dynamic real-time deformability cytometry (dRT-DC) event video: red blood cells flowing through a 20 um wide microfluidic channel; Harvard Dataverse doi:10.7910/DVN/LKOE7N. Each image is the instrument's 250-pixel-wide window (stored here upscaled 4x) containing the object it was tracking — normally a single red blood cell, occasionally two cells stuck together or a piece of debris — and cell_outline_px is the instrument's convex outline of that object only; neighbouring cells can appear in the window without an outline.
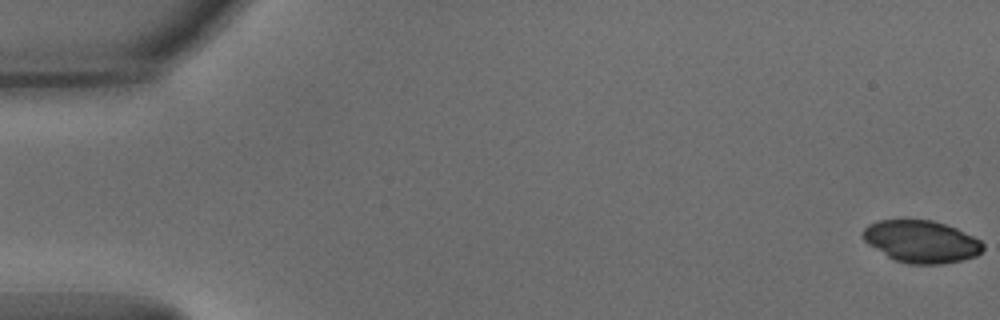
{"species": "common noctule bat (a hibernating species)", "species_latin": "Nyctalus noctula", "temperature_condition": "warm", "stored_images_in_passage": 53, "camera_frame_rate_fps": 3000, "um_per_image_px": 0.085, "animal": {"sex": "male", "body_mass_g": 15.6}, "frame": {"image": 1, "passage_image": 1, "time_ms": 0.0, "image_size_px": [1000, 320], "cell_outline_px": [[984, 248], [976, 256], [964, 260], [940, 264], [908, 264], [896, 260], [888, 256], [868, 244], [864, 240], [860, 232], [868, 224], [876, 220], [932, 220], [956, 228], [980, 240], [984, 244]], "centroid_in_image_um": [78.29, 20.53], "position_along_channel_um": 6.7, "area_um2": 29.54}}
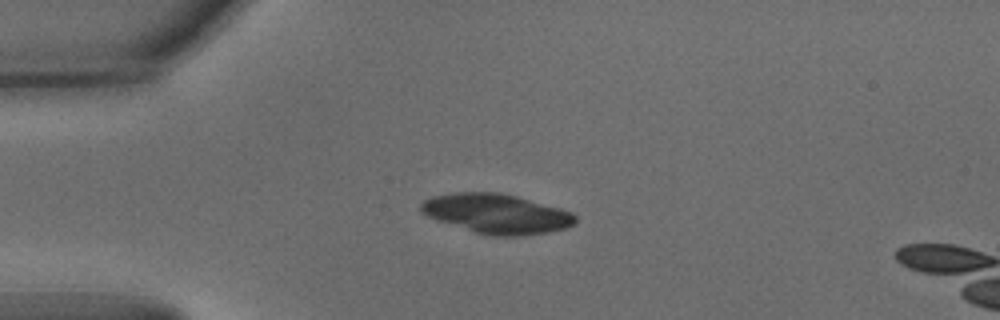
{"frame": {"image": 2, "passage_image": 14, "time_ms": 4.333, "image_size_px": [1000, 320], "cell_outline_px": [[576, 224], [564, 228], [548, 232], [516, 236], [496, 236], [476, 232], [428, 216], [420, 212], [420, 204], [424, 200], [432, 196], [452, 192], [500, 192], [516, 196], [560, 208], [572, 212], [576, 216]], "centroid_in_image_um": [42.22, 18.15], "position_along_channel_um": 42.8, "area_um2": 35.32}}